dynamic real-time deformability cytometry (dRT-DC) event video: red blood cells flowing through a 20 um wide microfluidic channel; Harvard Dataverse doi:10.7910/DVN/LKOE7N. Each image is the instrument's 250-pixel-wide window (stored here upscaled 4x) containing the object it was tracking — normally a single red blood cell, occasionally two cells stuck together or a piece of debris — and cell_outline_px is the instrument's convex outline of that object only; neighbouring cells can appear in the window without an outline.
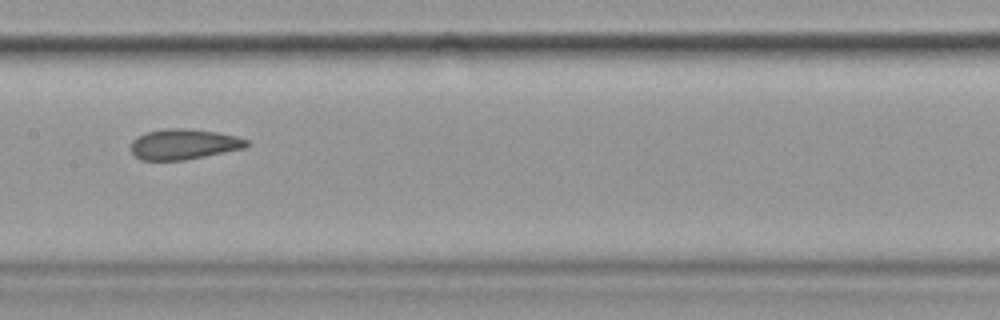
{"species": "common noctule bat (a hibernating species)", "species_latin": "Nyctalus noctula", "temperature_condition": "cold", "stored_images_in_passage": 10, "camera_frame_rate_fps": 3000, "um_per_image_px": 0.085, "animal": {"sex": "female", "body_mass_g": 19.9}, "frame": {"image": 1, "passage_image": 4, "time_ms": 3.667, "image_size_px": [1000, 320], "cell_outline_px": [[252, 144], [244, 148], [184, 160], [140, 160], [132, 152], [132, 140], [136, 136], [144, 132], [164, 128], [188, 128], [216, 132], [236, 136], [248, 140]], "centroid_in_image_um": [15.61, 12.24], "position_along_channel_um": 191.8, "area_um2": 20.63}}
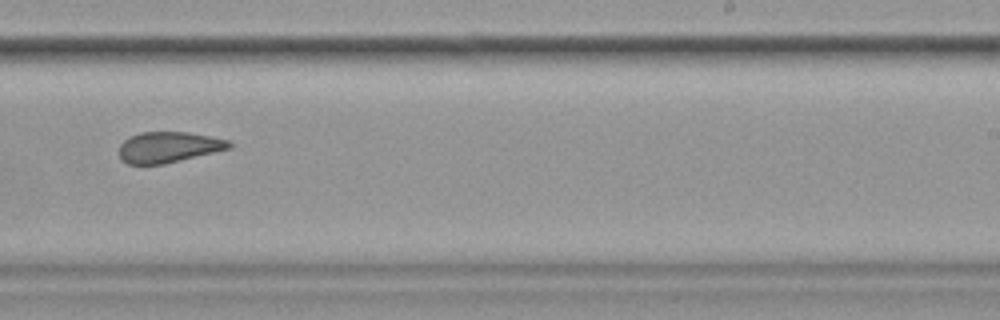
{"frame": {"image": 2, "passage_image": 6, "time_ms": 6.0, "image_size_px": [1000, 320], "cell_outline_px": [[232, 148], [164, 164], [128, 164], [120, 160], [120, 144], [124, 140], [140, 132], [188, 132], [228, 140], [232, 144]], "centroid_in_image_um": [14.32, 12.51], "position_along_channel_um": 274.7, "area_um2": 19.65}}
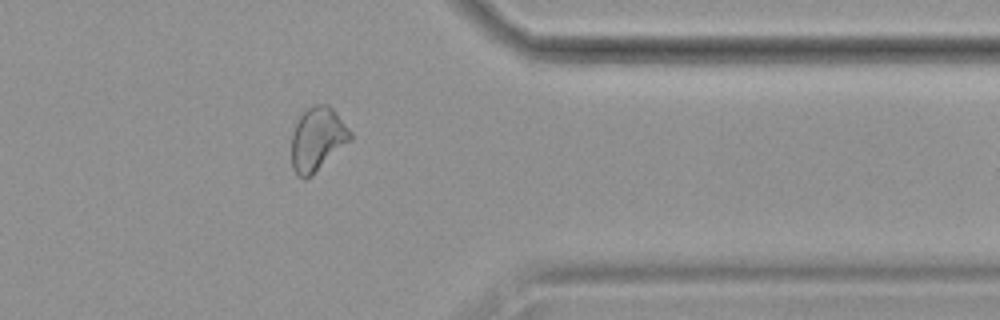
{"frame": {"image": 3, "passage_image": 9, "time_ms": 9.333, "image_size_px": [1000, 320], "cell_outline_px": [[352, 140], [312, 176], [304, 180], [296, 176], [292, 168], [292, 132], [300, 116], [308, 108], [316, 104], [328, 104], [336, 112], [352, 132]], "centroid_in_image_um": [26.99, 11.86], "position_along_channel_um": 384.4, "area_um2": 22.08}}